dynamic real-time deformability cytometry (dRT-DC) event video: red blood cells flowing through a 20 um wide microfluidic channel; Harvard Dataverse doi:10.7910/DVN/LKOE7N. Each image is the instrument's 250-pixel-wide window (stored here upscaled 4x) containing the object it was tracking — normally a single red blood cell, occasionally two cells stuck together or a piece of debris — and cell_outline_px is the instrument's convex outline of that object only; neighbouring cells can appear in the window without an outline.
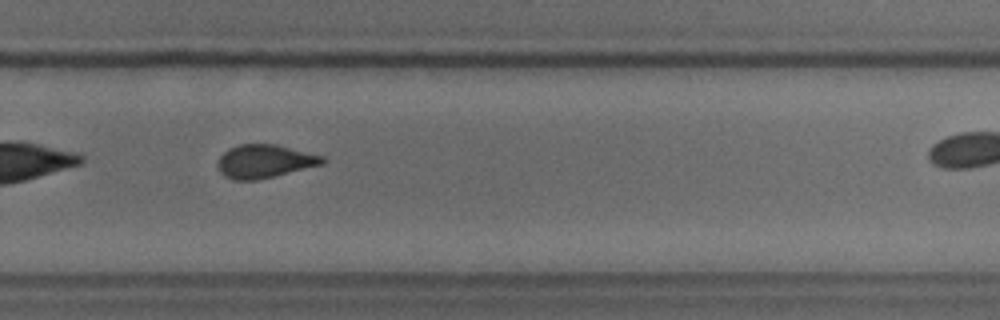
{"species": "common noctule bat (a hibernating species)", "species_latin": "Nyctalus noctula", "temperature_condition": "cold", "stored_images_in_passage": 26, "camera_frame_rate_fps": 3000, "um_per_image_px": 0.085, "animal": {"sex": "male", "body_mass_g": 18.8}, "frame": {"image": 1, "passage_image": 19, "time_ms": 6.0, "image_size_px": [1000, 320], "cell_outline_px": [[328, 160], [324, 164], [256, 180], [232, 180], [224, 176], [220, 172], [216, 164], [220, 156], [228, 148], [240, 144], [276, 144], [324, 156]], "centroid_in_image_um": [22.48, 13.7], "position_along_channel_um": 307.3, "area_um2": 20.46}}
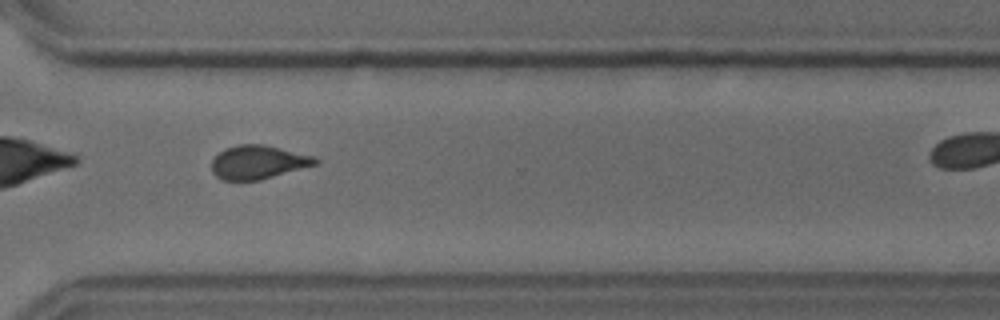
{"frame": {"image": 2, "passage_image": 22, "time_ms": 7.0, "image_size_px": [1000, 320], "cell_outline_px": [[320, 160], [316, 164], [260, 180], [224, 180], [216, 176], [212, 172], [212, 160], [224, 148], [240, 144], [264, 144], [316, 156]], "centroid_in_image_um": [21.95, 13.77], "position_along_channel_um": 348.7, "area_um2": 20.29}}